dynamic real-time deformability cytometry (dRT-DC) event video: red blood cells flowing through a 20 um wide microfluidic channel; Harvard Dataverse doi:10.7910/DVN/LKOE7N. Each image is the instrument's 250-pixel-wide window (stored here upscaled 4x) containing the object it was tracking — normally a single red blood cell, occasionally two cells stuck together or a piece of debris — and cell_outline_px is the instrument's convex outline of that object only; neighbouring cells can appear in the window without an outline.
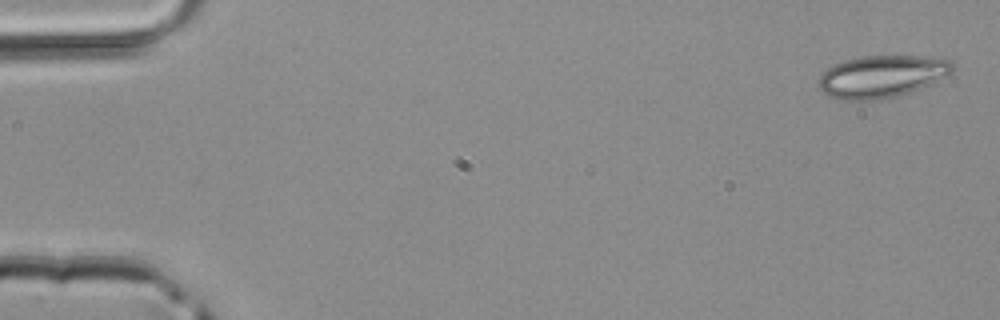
{"species": "common noctule bat (a hibernating species)", "species_latin": "Nyctalus noctula", "temperature_condition": "room temperature", "stored_images_in_passage": 46, "camera_frame_rate_fps": 3000, "um_per_image_px": 0.085, "animal": {"sex": "male", "body_mass_g": 20.4}, "frame": {"image": 1, "passage_image": 1, "time_ms": 0.0, "image_size_px": [1000, 320], "cell_outline_px": [[956, 68], [952, 72], [928, 84], [908, 92], [896, 96], [872, 100], [844, 100], [828, 96], [820, 88], [820, 76], [828, 68], [836, 64], [848, 60], [864, 56], [920, 56], [952, 60], [956, 64]], "centroid_in_image_um": [74.98, 6.49], "position_along_channel_um": 10.0, "area_um2": 32.37}}
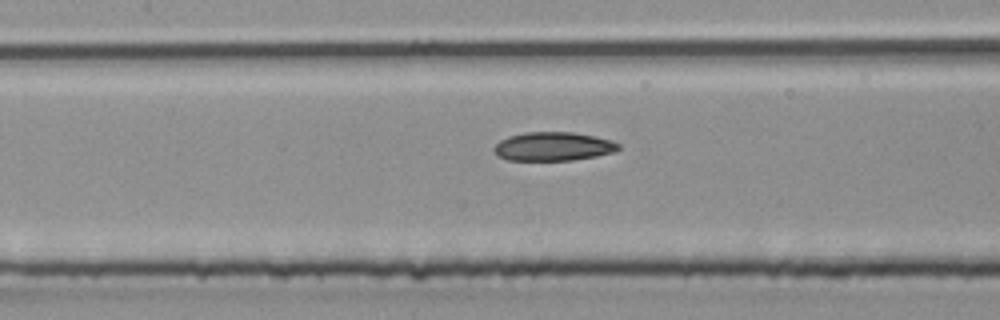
{"frame": {"image": 2, "passage_image": 21, "time_ms": 6.667, "image_size_px": [1000, 320], "cell_outline_px": [[620, 148], [616, 152], [596, 156], [572, 160], [508, 160], [496, 156], [492, 148], [500, 140], [508, 136], [524, 132], [572, 132], [592, 136], [608, 140], [620, 144]], "centroid_in_image_um": [46.98, 12.45], "position_along_channel_um": 160.4, "area_um2": 20.87}}
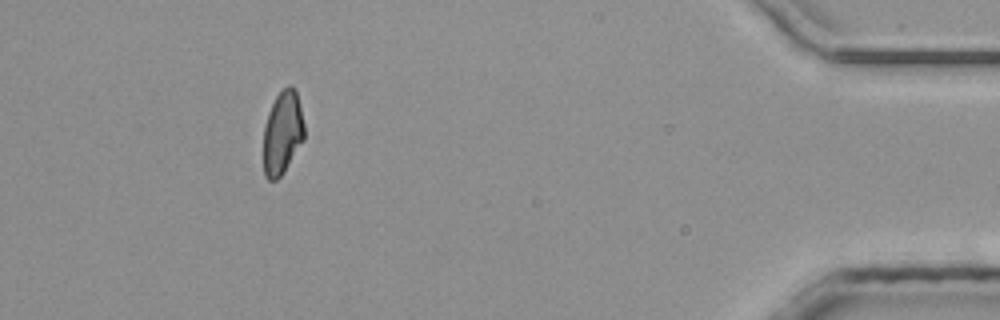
{"frame": {"image": 3, "passage_image": 42, "time_ms": 13.667, "image_size_px": [1000, 320], "cell_outline_px": [[304, 140], [284, 172], [276, 180], [268, 180], [264, 176], [264, 128], [268, 112], [276, 96], [288, 84], [292, 84], [296, 92], [304, 124]], "centroid_in_image_um": [24.01, 11.3], "position_along_channel_um": 411.2, "area_um2": 19.77}}